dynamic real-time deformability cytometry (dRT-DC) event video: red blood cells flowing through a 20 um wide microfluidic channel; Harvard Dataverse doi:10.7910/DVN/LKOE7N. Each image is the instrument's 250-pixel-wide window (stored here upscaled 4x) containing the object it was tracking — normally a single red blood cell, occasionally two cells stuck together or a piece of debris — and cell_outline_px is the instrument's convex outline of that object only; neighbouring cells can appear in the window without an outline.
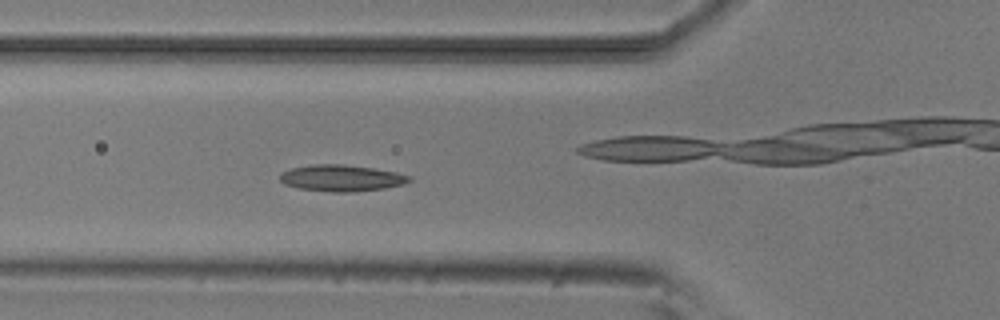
{"species": "common noctule bat (a hibernating species)", "species_latin": "Nyctalus noctula", "temperature_condition": "room temperature", "stored_images_in_passage": 6, "camera_frame_rate_fps": 3000, "um_per_image_px": 0.085, "animal": {"sex": "male", "body_mass_g": 20.5, "forearm_length_mm": 52.5}, "frame": {"image": 1, "passage_image": 5, "time_ms": 4.667, "image_size_px": [1000, 320], "cell_outline_px": [[412, 180], [404, 184], [384, 188], [348, 192], [332, 192], [300, 188], [284, 184], [280, 180], [280, 172], [292, 168], [312, 164], [340, 164], [372, 168], [396, 172], [412, 176]], "centroid_in_image_um": [29.03, 15.13], "position_along_channel_um": 96.8, "area_um2": 19.83}}